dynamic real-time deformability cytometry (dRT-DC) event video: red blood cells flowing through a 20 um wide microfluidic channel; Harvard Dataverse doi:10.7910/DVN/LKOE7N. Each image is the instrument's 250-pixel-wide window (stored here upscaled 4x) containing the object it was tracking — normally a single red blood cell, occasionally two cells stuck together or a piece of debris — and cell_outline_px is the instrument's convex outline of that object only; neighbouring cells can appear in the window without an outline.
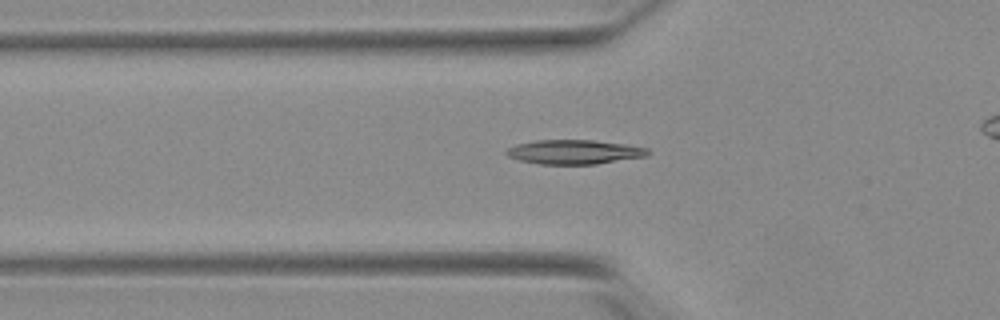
{"species": "Egyptian fruit bat (a non-hibernating species)", "species_latin": "Rousettus aegyptiacus", "temperature_condition": "warm", "stored_images_in_passage": 35, "camera_frame_rate_fps": 3000, "um_per_image_px": 0.085, "animal": {"sex": "female"}, "frame": {"image": 1, "passage_image": 6, "time_ms": 1.667, "image_size_px": [1000, 320], "cell_outline_px": [[652, 152], [648, 156], [596, 164], [540, 164], [520, 160], [508, 156], [504, 152], [508, 148], [516, 144], [536, 140], [592, 140], [628, 144], [648, 148]], "centroid_in_image_um": [48.86, 12.91], "position_along_channel_um": 76.9, "area_um2": 20.17}}
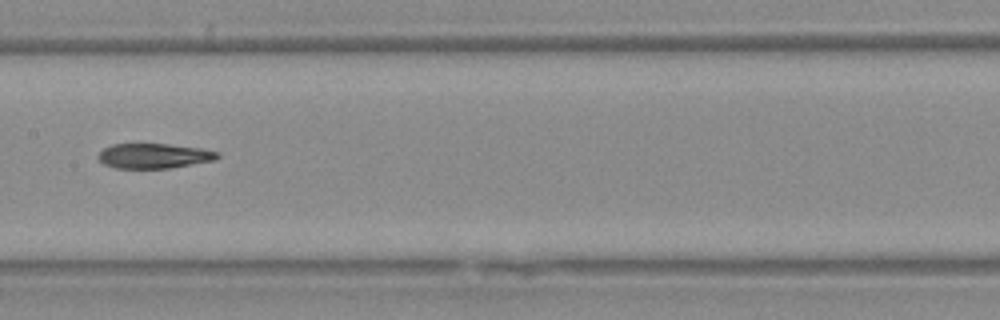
{"frame": {"image": 2, "passage_image": 15, "time_ms": 4.667, "image_size_px": [1000, 320], "cell_outline_px": [[220, 156], [212, 160], [168, 168], [116, 168], [104, 164], [96, 156], [104, 148], [112, 144], [168, 144], [200, 148], [220, 152]], "centroid_in_image_um": [13.06, 13.24], "position_along_channel_um": 194.3, "area_um2": 17.11}}
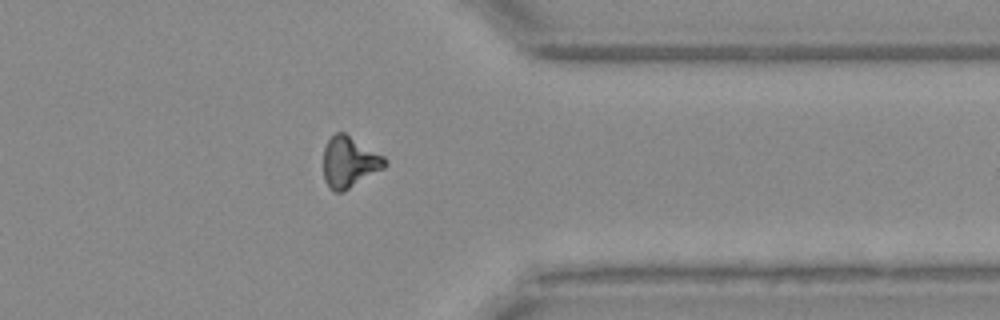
{"frame": {"image": 3, "passage_image": 30, "time_ms": 9.667, "image_size_px": [1000, 320], "cell_outline_px": [[388, 164], [384, 168], [344, 192], [332, 192], [324, 180], [324, 148], [328, 140], [336, 132], [344, 132], [384, 156], [388, 160]], "centroid_in_image_um": [29.7, 13.8], "position_along_channel_um": 381.7, "area_um2": 18.38}, "authors_computed_cell_mechanics": {"area_um2": 18.3226, "velocity_mm_per_s": 3.8959, "shape_relaxation_time_tau1_ms": null, "shape_relaxation_time_tau2_ms": 6.0665, "deformation_change_tau1": null, "deformation_change_tau2": 0.1501}}